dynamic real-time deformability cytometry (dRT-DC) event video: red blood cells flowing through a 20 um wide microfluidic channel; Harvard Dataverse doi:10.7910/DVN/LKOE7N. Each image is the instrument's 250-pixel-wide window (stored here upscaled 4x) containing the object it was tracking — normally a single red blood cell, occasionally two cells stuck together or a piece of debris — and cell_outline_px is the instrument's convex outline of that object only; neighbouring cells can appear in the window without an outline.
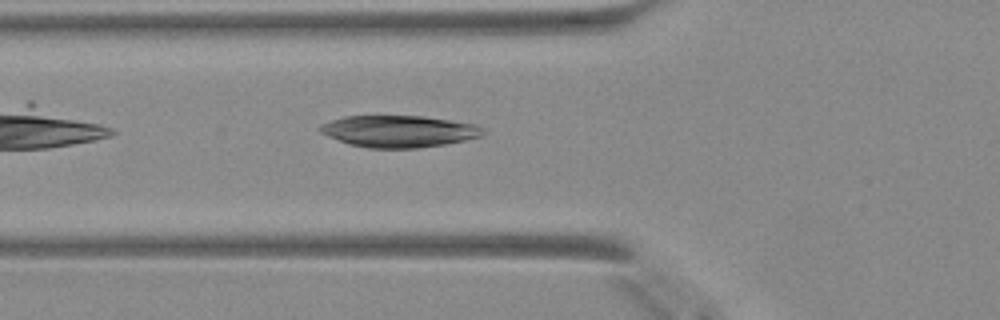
{"species": "Egyptian fruit bat (a non-hibernating species)", "species_latin": "Rousettus aegyptiacus", "temperature_condition": "warm", "stored_images_in_passage": 7, "camera_frame_rate_fps": 3000, "um_per_image_px": 0.085, "animal": {"sex": "female"}, "frame": {"image": 1, "passage_image": 4, "time_ms": 1.0, "image_size_px": [1000, 320], "cell_outline_px": [[484, 132], [480, 136], [464, 140], [444, 144], [416, 148], [368, 148], [348, 144], [328, 136], [320, 132], [316, 128], [320, 124], [344, 116], [424, 116], [476, 124], [484, 128]], "centroid_in_image_um": [33.86, 11.15], "position_along_channel_um": 91.9, "area_um2": 30.17}}